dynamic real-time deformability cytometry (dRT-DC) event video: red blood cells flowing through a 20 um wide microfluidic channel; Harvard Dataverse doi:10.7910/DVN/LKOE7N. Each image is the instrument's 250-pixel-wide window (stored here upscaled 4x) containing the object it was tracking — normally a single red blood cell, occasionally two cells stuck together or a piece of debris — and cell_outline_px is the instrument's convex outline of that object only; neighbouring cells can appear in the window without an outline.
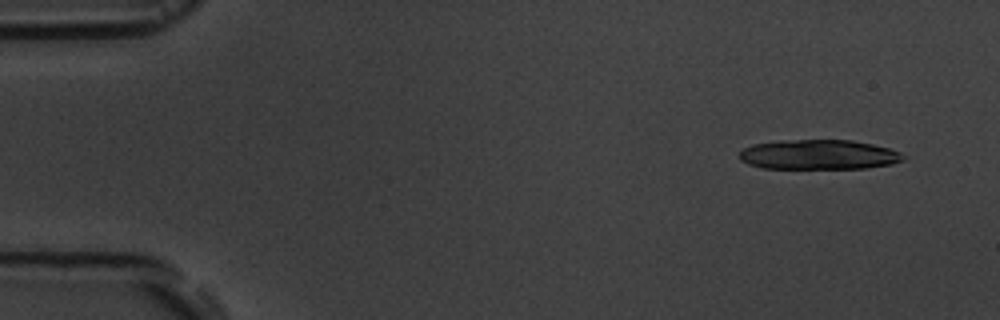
{"species": "common noctule bat (a hibernating species)", "species_latin": "Nyctalus noctula", "temperature_condition": "room temperature", "stored_images_in_passage": 16, "camera_frame_rate_fps": 3000, "um_per_image_px": 0.085, "animal": {"sex": "male", "body_mass_g": 19.5, "forearm_length_mm": 54.6}, "frame": {"image": 1, "passage_image": 1, "time_ms": 0.0, "image_size_px": [1000, 320], "cell_outline_px": [[904, 160], [892, 164], [868, 168], [760, 168], [748, 164], [740, 160], [740, 152], [744, 148], [752, 144], [784, 140], [852, 140], [872, 144], [888, 148], [900, 152], [904, 156]], "centroid_in_image_um": [69.59, 13.14], "position_along_channel_um": 15.4, "area_um2": 28.44}}
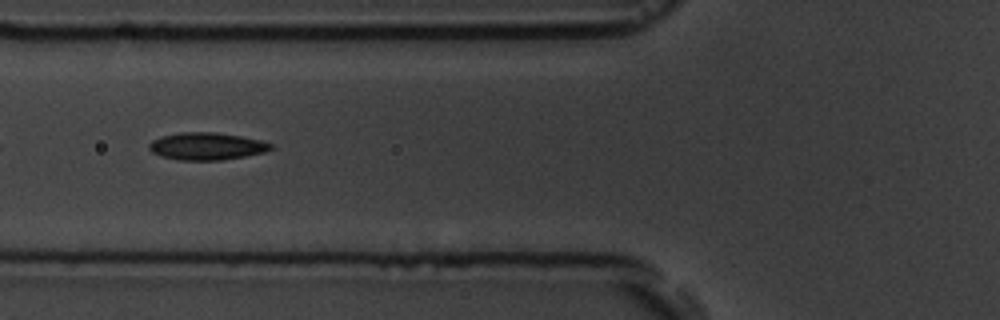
{"frame": {"image": 2, "passage_image": 6, "time_ms": 5.667, "image_size_px": [1000, 320], "cell_outline_px": [[272, 148], [264, 152], [224, 160], [180, 160], [160, 156], [152, 152], [148, 148], [148, 144], [152, 140], [160, 136], [180, 132], [216, 132], [240, 136], [260, 140], [272, 144]], "centroid_in_image_um": [17.52, 12.42], "position_along_channel_um": 108.3, "area_um2": 19.42}}
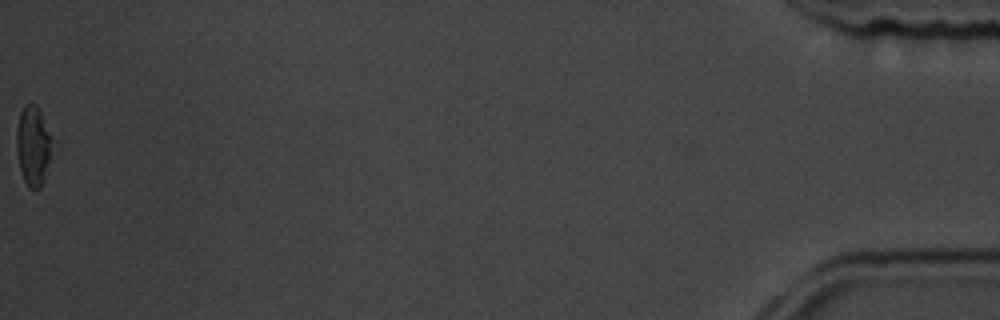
{"frame": {"image": 3, "passage_image": 16, "time_ms": 17.0, "image_size_px": [1000, 320], "cell_outline_px": [[52, 140], [44, 180], [40, 188], [28, 188], [24, 180], [20, 168], [16, 152], [16, 132], [20, 112], [24, 104], [36, 104], [40, 112]], "centroid_in_image_um": [2.77, 12.38], "position_along_channel_um": 432.4, "area_um2": 16.13}, "authors_computed_cell_mechanics": {"area_um2": 18.7561, "velocity_mm_per_s": 3.7599, "shape_relaxation_time_tau1_ms": 7.8456, "shape_relaxation_time_tau2_ms": 2.1207, "deformation_change_tau1": 0.1414, "deformation_change_tau2": 0.0712}}